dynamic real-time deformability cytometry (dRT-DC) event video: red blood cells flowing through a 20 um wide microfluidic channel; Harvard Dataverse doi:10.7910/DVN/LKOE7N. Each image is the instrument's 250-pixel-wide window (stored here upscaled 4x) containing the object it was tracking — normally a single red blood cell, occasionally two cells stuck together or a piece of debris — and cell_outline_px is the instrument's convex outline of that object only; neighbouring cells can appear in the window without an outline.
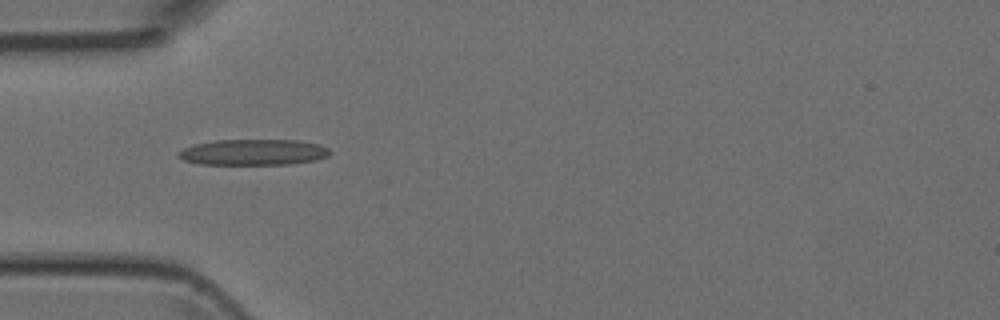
{"species": "Egyptian fruit bat (a non-hibernating species)", "species_latin": "Rousettus aegyptiacus", "temperature_condition": "room temperature", "stored_images_in_passage": 8, "camera_frame_rate_fps": 3000, "um_per_image_px": 0.085, "animal": {"sex": "female"}, "frame": {"image": 1, "passage_image": 4, "time_ms": 1.0, "image_size_px": [1000, 320], "cell_outline_px": [[332, 152], [328, 156], [316, 160], [288, 164], [200, 164], [184, 160], [176, 156], [176, 152], [192, 144], [216, 140], [300, 140], [320, 144], [328, 148]], "centroid_in_image_um": [21.53, 12.93], "position_along_channel_um": 63.5, "area_um2": 23.06}}
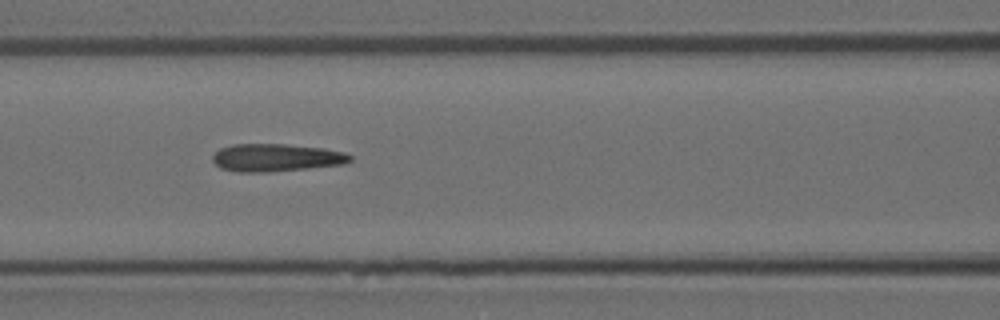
{"frame": {"image": 2, "passage_image": 6, "time_ms": 1.667, "image_size_px": [1000, 320], "cell_outline_px": [[352, 160], [344, 164], [308, 168], [268, 172], [236, 172], [220, 168], [212, 160], [212, 156], [220, 148], [232, 144], [284, 144], [324, 148], [344, 152], [352, 156]], "centroid_in_image_um": [23.46, 13.4], "position_along_channel_um": 143.1, "area_um2": 22.25}}
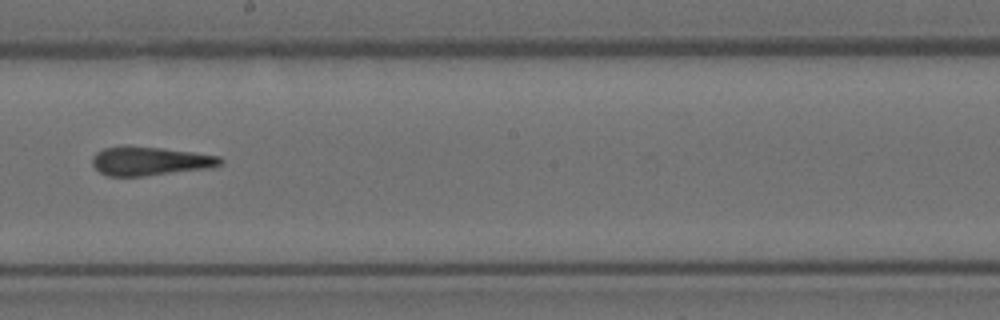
{"frame": {"image": 3, "passage_image": 8, "time_ms": 2.333, "image_size_px": [1000, 320], "cell_outline_px": [[224, 160], [220, 164], [212, 168], [144, 176], [108, 176], [100, 172], [92, 164], [92, 156], [96, 152], [104, 148], [124, 144], [128, 144], [192, 152], [220, 156]], "centroid_in_image_um": [12.72, 13.67], "position_along_channel_um": 235.5, "area_um2": 21.79}}